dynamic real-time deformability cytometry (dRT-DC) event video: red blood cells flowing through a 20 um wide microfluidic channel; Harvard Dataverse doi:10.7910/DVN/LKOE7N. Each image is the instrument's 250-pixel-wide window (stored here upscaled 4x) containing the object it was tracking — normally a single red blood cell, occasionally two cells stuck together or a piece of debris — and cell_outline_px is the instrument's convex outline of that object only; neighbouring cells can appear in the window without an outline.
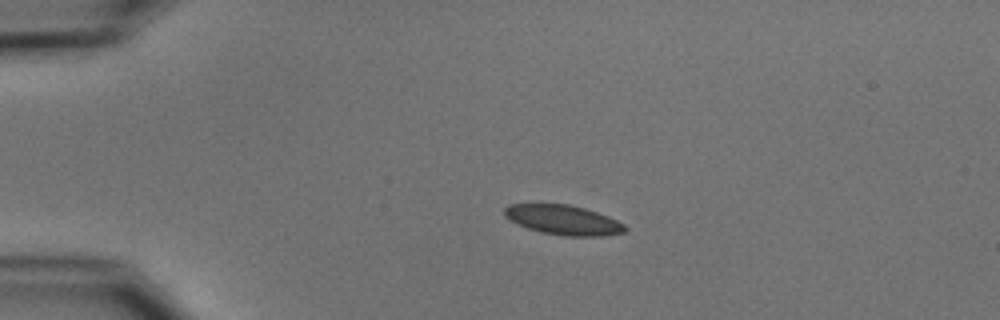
{"species": "common noctule bat (a hibernating species)", "species_latin": "Nyctalus noctula", "temperature_condition": "cold", "stored_images_in_passage": 43, "camera_frame_rate_fps": 3000, "um_per_image_px": 0.085, "animal": {"sex": "male", "body_mass_g": 15.6}, "frame": {"image": 1, "passage_image": 1, "time_ms": 0.0, "image_size_px": [1000, 320], "cell_outline_px": [[628, 228], [624, 232], [600, 236], [564, 236], [540, 232], [516, 224], [504, 216], [504, 208], [508, 204], [568, 204], [584, 208], [608, 216], [624, 224]], "centroid_in_image_um": [47.85, 18.69], "position_along_channel_um": 37.1, "area_um2": 20.87}}
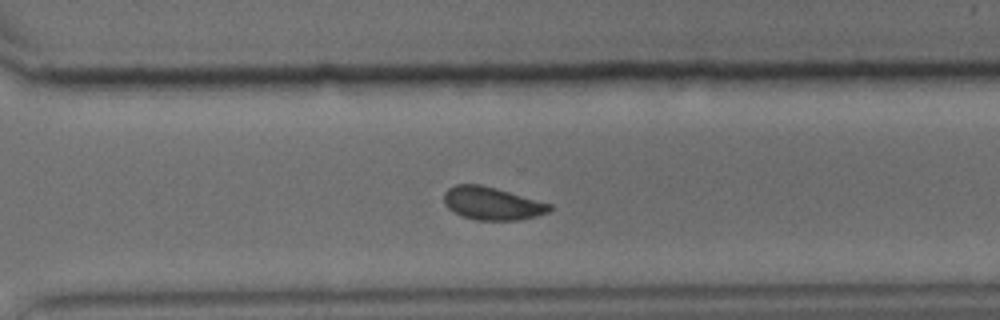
{"frame": {"image": 2, "passage_image": 28, "time_ms": 9.0, "image_size_px": [1000, 320], "cell_outline_px": [[552, 208], [548, 212], [536, 216], [516, 220], [476, 220], [460, 216], [452, 212], [444, 204], [444, 192], [448, 188], [456, 184], [480, 184], [496, 188], [552, 204]], "centroid_in_image_um": [41.79, 17.29], "position_along_channel_um": 328.8, "area_um2": 20.35}}
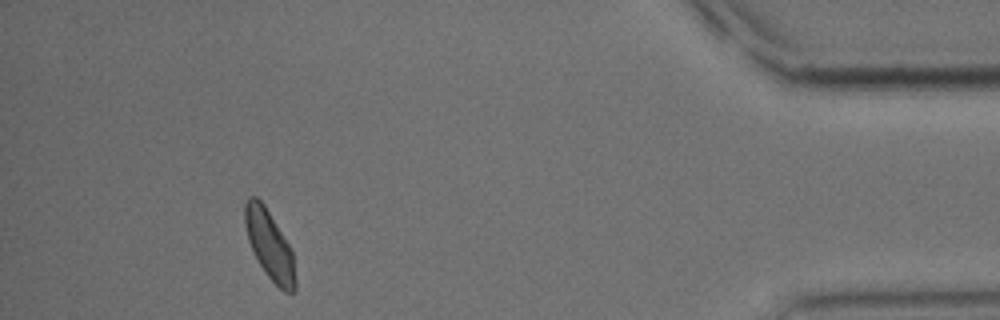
{"frame": {"image": 3, "passage_image": 39, "time_ms": 12.667, "image_size_px": [1000, 320], "cell_outline_px": [[296, 292], [284, 292], [268, 276], [260, 264], [248, 240], [244, 224], [244, 204], [248, 196], [256, 196], [264, 204], [288, 244], [292, 252], [296, 280]], "centroid_in_image_um": [22.9, 20.81], "position_along_channel_um": 412.3, "area_um2": 19.94}, "authors_computed_cell_mechanics": {"area_um2": 20.7502, "velocity_mm_per_s": 3.7036, "shape_relaxation_time_tau1_ms": 2.5968, "shape_relaxation_time_tau2_ms": 6.9985, "deformation_change_tau1": 0.0808, "deformation_change_tau2": 0.0801}}